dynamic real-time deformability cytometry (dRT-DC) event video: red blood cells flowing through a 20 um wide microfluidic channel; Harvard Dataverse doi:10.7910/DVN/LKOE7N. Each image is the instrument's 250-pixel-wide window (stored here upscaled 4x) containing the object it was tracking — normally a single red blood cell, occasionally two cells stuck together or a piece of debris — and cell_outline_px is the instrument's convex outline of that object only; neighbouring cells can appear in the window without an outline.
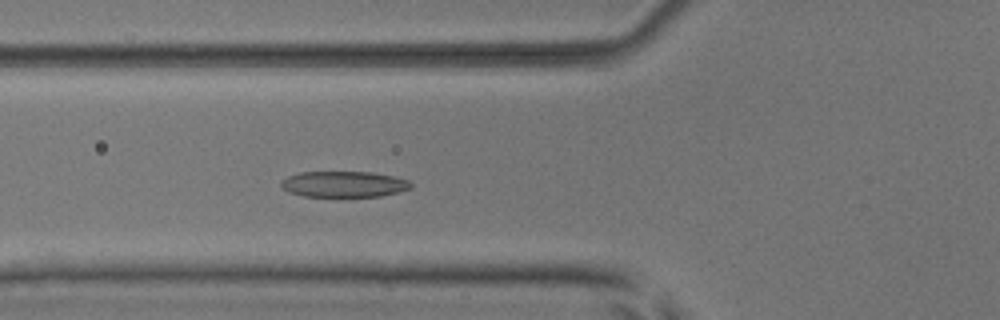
{"species": "common noctule bat (a hibernating species)", "species_latin": "Nyctalus noctula", "temperature_condition": "room temperature", "stored_images_in_passage": 52, "camera_frame_rate_fps": 3000, "um_per_image_px": 0.085, "animal": {"sex": "male", "body_mass_g": 17.9, "forearm_length_mm": 54.2}, "frame": {"image": 1, "passage_image": 19, "time_ms": 6.0, "image_size_px": [1000, 320], "cell_outline_px": [[412, 188], [400, 192], [380, 196], [304, 196], [288, 192], [280, 184], [280, 180], [288, 176], [300, 172], [372, 172], [392, 176], [408, 180], [412, 184]], "centroid_in_image_um": [29.23, 15.65], "position_along_channel_um": 96.6, "area_um2": 19.59}}
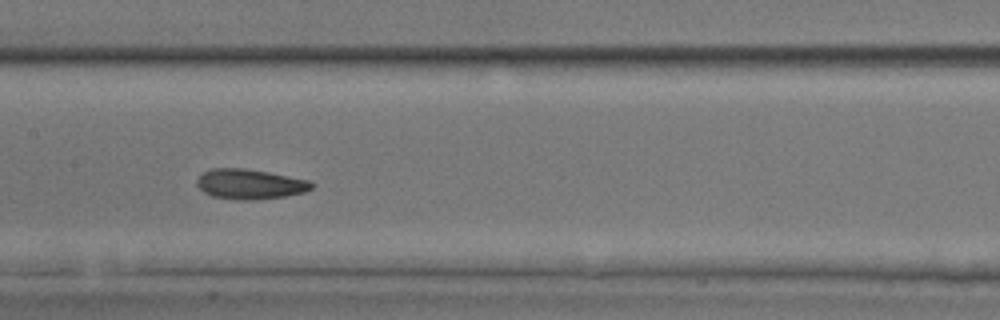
{"frame": {"image": 2, "passage_image": 26, "time_ms": 8.333, "image_size_px": [1000, 320], "cell_outline_px": [[316, 184], [312, 188], [304, 192], [284, 196], [252, 200], [240, 200], [212, 196], [204, 192], [196, 184], [196, 180], [204, 172], [212, 168], [244, 168], [268, 172], [308, 180]], "centroid_in_image_um": [21.24, 15.65], "position_along_channel_um": 186.2, "area_um2": 19.94}}
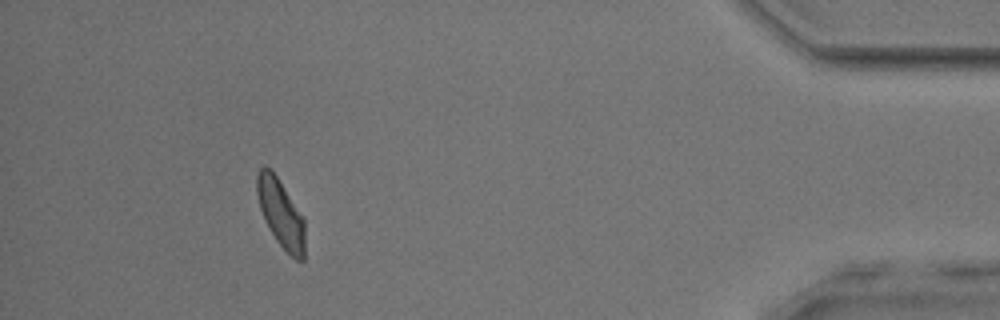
{"frame": {"image": 3, "passage_image": 48, "time_ms": 15.667, "image_size_px": [1000, 320], "cell_outline_px": [[304, 260], [296, 260], [276, 240], [264, 220], [260, 208], [256, 192], [256, 176], [260, 168], [264, 164], [272, 168], [304, 220]], "centroid_in_image_um": [23.83, 18.08], "position_along_channel_um": 411.4, "area_um2": 18.84}, "authors_computed_cell_mechanics": {"area_um2": 19.9699, "velocity_mm_per_s": 3.8456, "shape_relaxation_time_tau1_ms": 2.8873, "shape_relaxation_time_tau2_ms": 1.5189, "deformation_change_tau1": 0.128, "deformation_change_tau2": 0.0821}}